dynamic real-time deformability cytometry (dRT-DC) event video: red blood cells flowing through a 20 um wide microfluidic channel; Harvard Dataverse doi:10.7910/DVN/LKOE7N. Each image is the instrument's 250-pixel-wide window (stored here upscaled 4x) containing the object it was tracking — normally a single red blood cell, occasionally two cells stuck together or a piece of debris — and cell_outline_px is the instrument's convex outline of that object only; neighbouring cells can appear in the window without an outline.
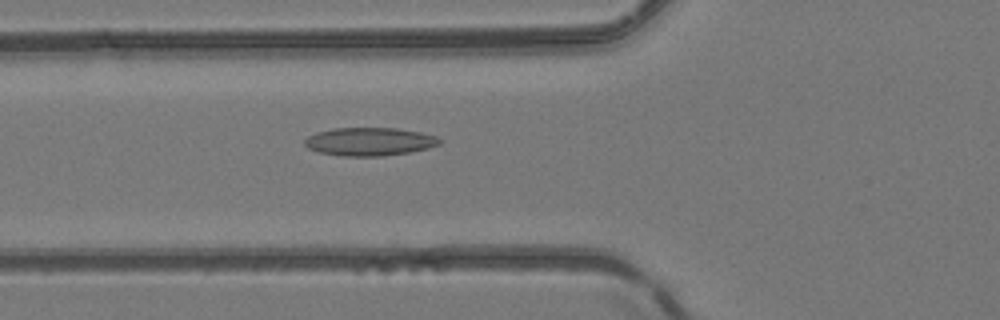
{"species": "common noctule bat (a hibernating species)", "species_latin": "Nyctalus noctula", "temperature_condition": "room temperature", "stored_images_in_passage": 16, "camera_frame_rate_fps": 3000, "um_per_image_px": 0.085, "animal": {"sex": "female", "body_mass_g": 24.6, "forearm_length_mm": 56.2}, "frame": {"image": 1, "passage_image": 4, "time_ms": 1.0, "image_size_px": [1000, 320], "cell_outline_px": [[444, 140], [440, 144], [428, 148], [408, 152], [380, 156], [340, 156], [320, 152], [308, 148], [304, 144], [304, 140], [308, 136], [316, 132], [332, 128], [396, 128], [420, 132], [436, 136]], "centroid_in_image_um": [31.41, 12.03], "position_along_channel_um": 94.4, "area_um2": 22.2}}
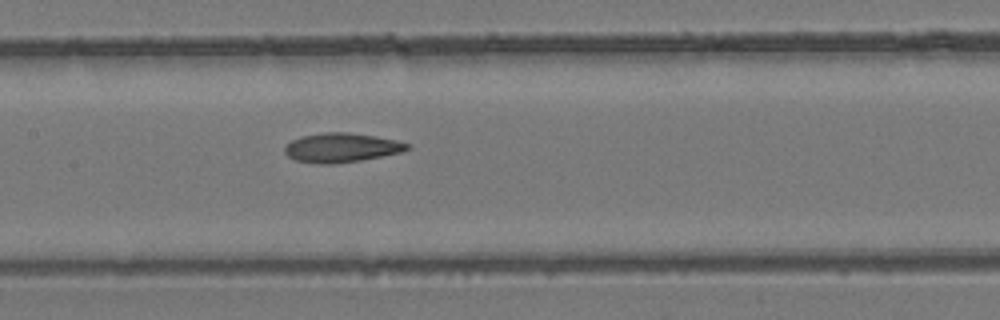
{"frame": {"image": 2, "passage_image": 10, "time_ms": 3.0, "image_size_px": [1000, 320], "cell_outline_px": [[412, 148], [400, 152], [360, 160], [332, 164], [316, 164], [296, 160], [288, 156], [284, 152], [284, 148], [292, 140], [300, 136], [324, 132], [348, 132], [376, 136], [396, 140], [412, 144]], "centroid_in_image_um": [29.03, 12.54], "position_along_channel_um": 178.4, "area_um2": 20.92}}
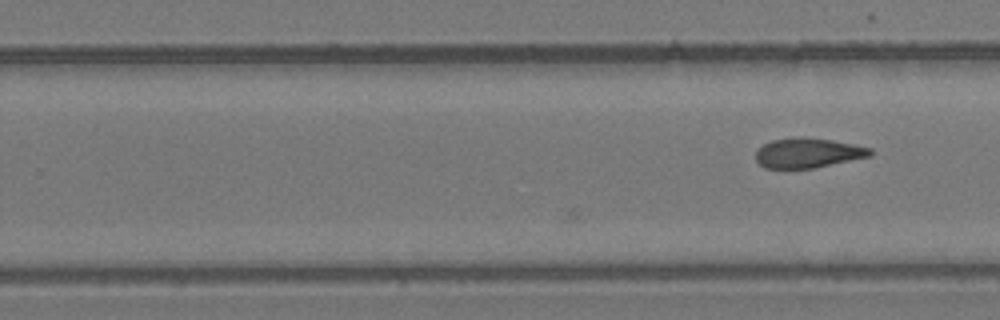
{"frame": {"image": 3, "passage_image": 16, "time_ms": 5.0, "image_size_px": [1000, 320], "cell_outline_px": [[872, 156], [812, 168], [764, 168], [756, 160], [756, 148], [772, 140], [832, 140], [872, 148]], "centroid_in_image_um": [68.68, 13.04], "position_along_channel_um": 261.1, "area_um2": 19.02}}